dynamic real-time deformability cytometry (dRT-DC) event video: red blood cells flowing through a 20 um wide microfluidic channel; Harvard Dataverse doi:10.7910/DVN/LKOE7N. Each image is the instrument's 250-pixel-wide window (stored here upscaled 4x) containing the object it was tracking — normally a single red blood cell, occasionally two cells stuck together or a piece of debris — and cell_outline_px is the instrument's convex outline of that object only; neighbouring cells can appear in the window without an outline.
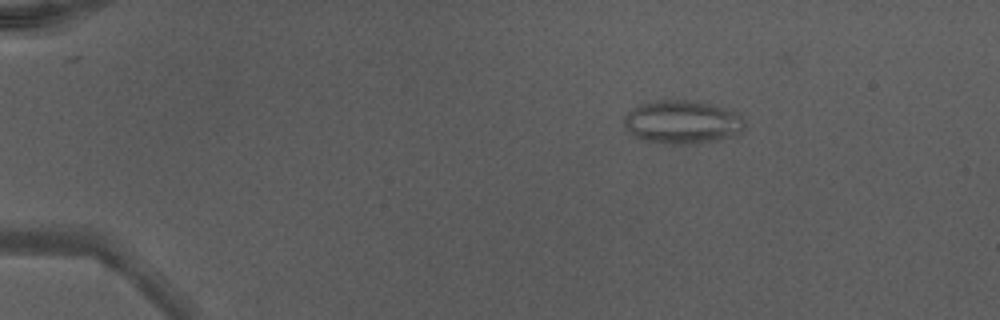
{"species": "Egyptian fruit bat (a non-hibernating species)", "species_latin": "Rousettus aegyptiacus", "temperature_condition": "warm", "stored_images_in_passage": 42, "camera_frame_rate_fps": 3000, "um_per_image_px": 0.085, "animal": {"sex": "male"}, "frame": {"image": 1, "passage_image": 2, "time_ms": 0.333, "image_size_px": [1000, 320], "cell_outline_px": [[744, 128], [740, 132], [732, 136], [716, 140], [688, 144], [668, 144], [644, 140], [632, 136], [624, 128], [624, 116], [628, 112], [644, 104], [656, 100], [684, 100], [708, 104], [736, 112], [744, 120]], "centroid_in_image_um": [57.96, 10.4], "position_along_channel_um": 27.0, "area_um2": 30.11}}
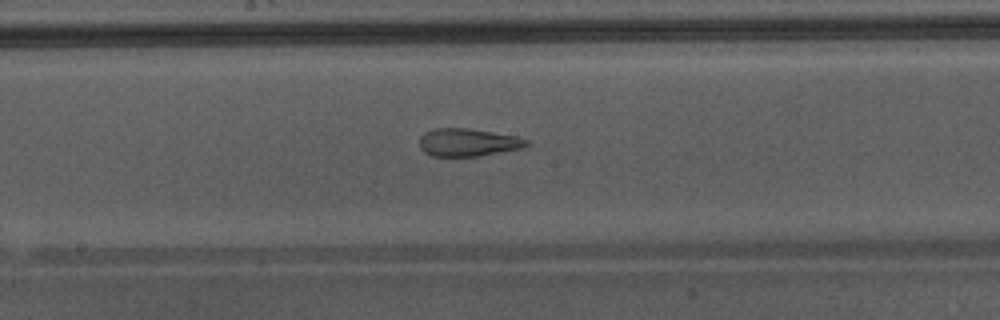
{"frame": {"image": 2, "passage_image": 21, "time_ms": 6.667, "image_size_px": [1000, 320], "cell_outline_px": [[532, 144], [524, 148], [480, 156], [432, 156], [424, 152], [420, 148], [420, 136], [424, 132], [436, 128], [468, 128], [516, 136], [528, 140]], "centroid_in_image_um": [39.8, 12.11], "position_along_channel_um": 208.4, "area_um2": 17.51}}
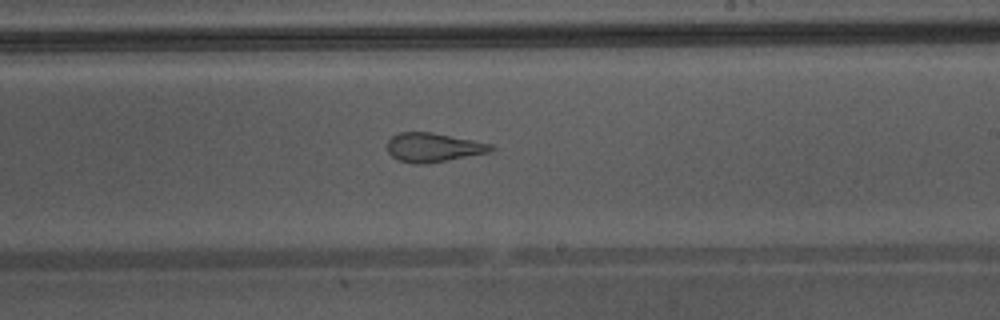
{"frame": {"image": 3, "passage_image": 24, "time_ms": 7.667, "image_size_px": [1000, 320], "cell_outline_px": [[496, 148], [488, 152], [424, 164], [412, 164], [400, 160], [392, 156], [388, 152], [388, 140], [392, 136], [400, 132], [432, 132], [492, 144]], "centroid_in_image_um": [36.8, 12.52], "position_along_channel_um": 252.2, "area_um2": 17.28}, "authors_computed_cell_mechanics": {"area_um2": 21.2704, "velocity_mm_per_s": 4.3953, "shape_relaxation_time_tau1_ms": null, "shape_relaxation_time_tau2_ms": 1.3064, "deformation_change_tau1": null, "deformation_change_tau2": 0.1148}}